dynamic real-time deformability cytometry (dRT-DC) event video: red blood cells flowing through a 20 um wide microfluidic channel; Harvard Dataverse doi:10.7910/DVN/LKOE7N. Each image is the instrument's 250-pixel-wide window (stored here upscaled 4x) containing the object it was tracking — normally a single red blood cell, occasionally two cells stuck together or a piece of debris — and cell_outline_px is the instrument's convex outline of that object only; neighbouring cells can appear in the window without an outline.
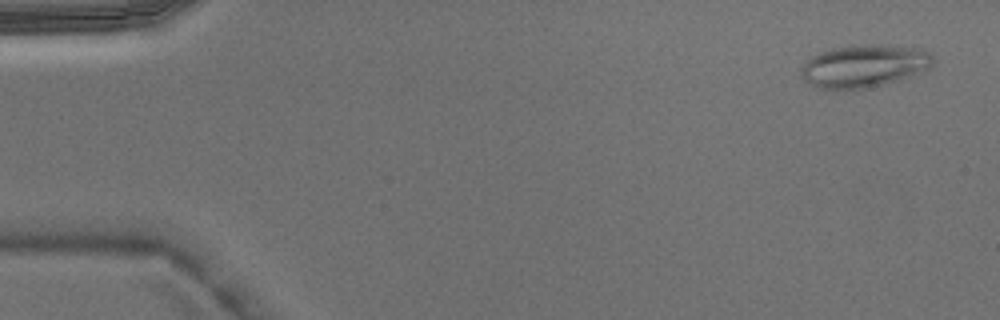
{"species": "Egyptian fruit bat (a non-hibernating species)", "species_latin": "Rousettus aegyptiacus", "temperature_condition": "warm", "stored_images_in_passage": 3, "camera_frame_rate_fps": 3000, "um_per_image_px": 0.085, "animal": {"sex": "male"}, "frame": {"image": 1, "passage_image": 1, "time_ms": 0.0, "image_size_px": [1000, 320], "cell_outline_px": [[936, 60], [928, 68], [912, 76], [864, 88], [816, 88], [804, 80], [800, 76], [800, 68], [812, 56], [820, 52], [832, 48], [852, 44], [888, 44], [924, 48]], "centroid_in_image_um": [73.46, 5.56], "position_along_channel_um": 11.5, "area_um2": 32.95}}